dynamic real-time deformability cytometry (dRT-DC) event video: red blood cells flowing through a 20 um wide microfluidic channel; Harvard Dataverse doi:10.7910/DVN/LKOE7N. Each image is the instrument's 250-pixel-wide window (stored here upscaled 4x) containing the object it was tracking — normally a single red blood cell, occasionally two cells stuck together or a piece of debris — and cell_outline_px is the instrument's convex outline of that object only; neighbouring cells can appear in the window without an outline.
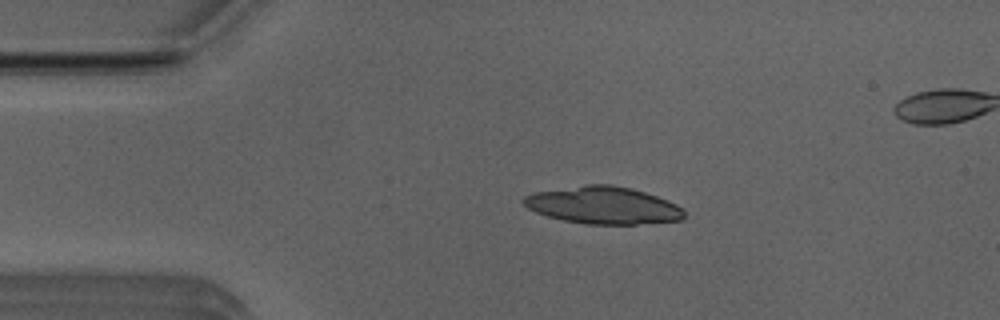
{"species": "Egyptian fruit bat (a non-hibernating species)", "species_latin": "Rousettus aegyptiacus", "temperature_condition": "room temperature", "stored_images_in_passage": 37, "camera_frame_rate_fps": 3000, "um_per_image_px": 0.085, "animal": {"sex": "male"}, "frame": {"image": 1, "passage_image": 1, "time_ms": 0.0, "image_size_px": [1000, 320], "cell_outline_px": [[684, 216], [680, 220], [636, 224], [584, 224], [564, 220], [548, 216], [536, 212], [528, 208], [520, 200], [524, 196], [532, 192], [588, 184], [612, 184], [632, 188], [668, 200], [684, 208]], "centroid_in_image_um": [51.25, 17.44], "position_along_channel_um": 33.8, "area_um2": 34.97}}